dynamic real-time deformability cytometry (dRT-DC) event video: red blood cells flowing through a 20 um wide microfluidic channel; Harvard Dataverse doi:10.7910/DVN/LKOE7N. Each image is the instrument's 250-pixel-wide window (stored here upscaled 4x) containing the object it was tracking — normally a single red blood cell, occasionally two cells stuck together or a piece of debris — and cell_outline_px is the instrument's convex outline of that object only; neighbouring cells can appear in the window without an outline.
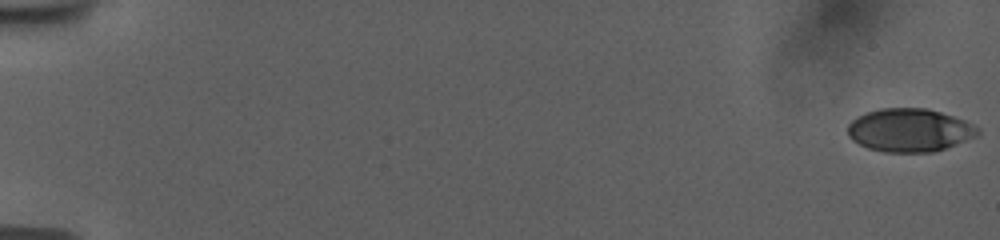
{"species": "human", "species_latin": "Homo sapiens", "temperature_condition": "room temperature", "stored_images_in_passage": 56, "camera_frame_rate_fps": 3000, "um_per_image_px": 0.085, "donor": {"sex": "female"}, "frame": {"image": 1, "passage_image": 1, "time_ms": 0.0, "image_size_px": [1000, 240], "cell_outline_px": [[980, 132], [976, 136], [944, 148], [932, 152], [884, 152], [868, 148], [852, 140], [848, 136], [848, 124], [852, 120], [868, 112], [880, 108], [928, 108], [964, 120], [980, 128]], "centroid_in_image_um": [77.3, 11.06], "position_along_channel_um": 7.7, "area_um2": 32.48}}
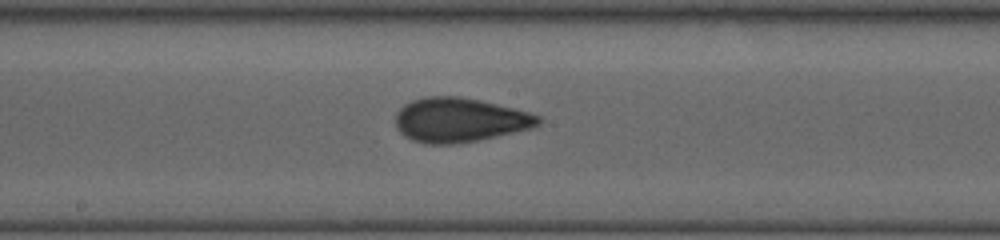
{"frame": {"image": 2, "passage_image": 32, "time_ms": 10.333, "image_size_px": [1000, 240], "cell_outline_px": [[540, 124], [532, 128], [476, 140], [452, 144], [424, 144], [412, 140], [404, 136], [396, 128], [396, 112], [404, 104], [412, 100], [428, 96], [460, 96], [480, 100], [528, 112], [540, 116]], "centroid_in_image_um": [39.02, 10.19], "position_along_channel_um": 209.2, "area_um2": 36.7}}
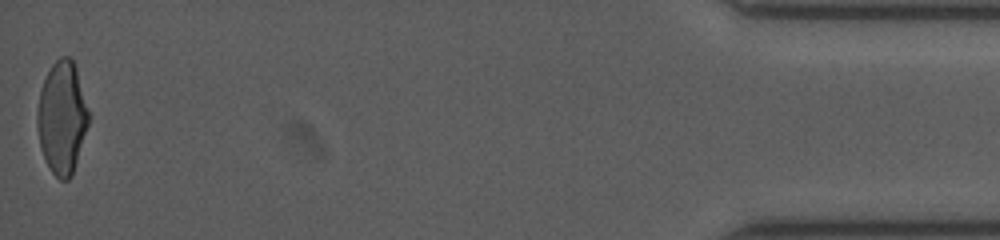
{"frame": {"image": 3, "passage_image": 56, "time_ms": 18.333, "image_size_px": [1000, 240], "cell_outline_px": [[88, 124], [72, 176], [68, 180], [60, 180], [52, 172], [40, 148], [36, 124], [36, 112], [40, 92], [44, 80], [52, 64], [60, 56], [68, 56], [72, 60], [76, 68], [88, 112]], "centroid_in_image_um": [5.24, 10.01], "position_along_channel_um": 430.0, "area_um2": 33.23}, "authors_computed_cell_mechanics": {"area_um2": 34.7667, "velocity_mm_per_s": 3.7852, "shape_relaxation_time_tau1_ms": 5.9678, "shape_relaxation_time_tau2_ms": 1.204, "deformation_change_tau1": 0.167, "deformation_change_tau2": 0.0792}}